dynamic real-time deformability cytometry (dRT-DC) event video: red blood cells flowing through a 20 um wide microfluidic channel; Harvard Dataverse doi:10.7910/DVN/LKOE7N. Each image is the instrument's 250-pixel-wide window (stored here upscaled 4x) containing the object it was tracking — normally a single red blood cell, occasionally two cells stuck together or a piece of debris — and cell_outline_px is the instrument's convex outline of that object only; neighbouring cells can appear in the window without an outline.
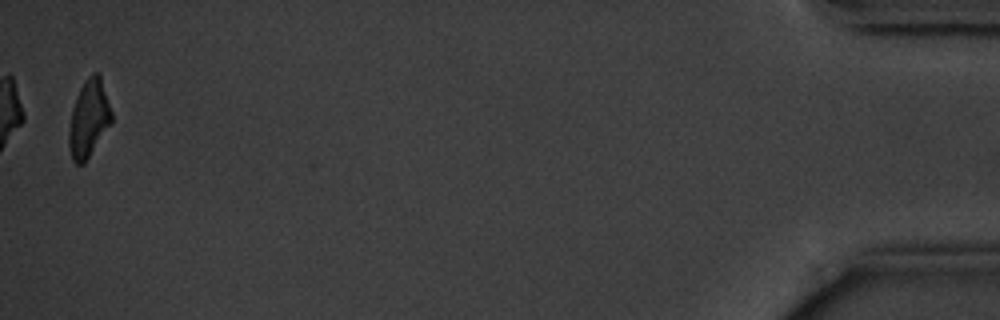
{"species": "common noctule bat (a hibernating species)", "species_latin": "Nyctalus noctula", "temperature_condition": "cold", "stored_images_in_passage": 14, "camera_frame_rate_fps": 3000, "um_per_image_px": 0.085, "animal": {"sex": "male", "body_mass_g": 20.1, "forearm_length_mm": 53.5}, "frame": {"image": 1, "passage_image": 14, "time_ms": 17.0, "image_size_px": [1000, 320], "cell_outline_px": [[112, 120], [84, 164], [76, 164], [72, 160], [68, 144], [68, 132], [72, 108], [76, 96], [84, 80], [92, 72], [96, 72], [100, 76], [112, 112]], "centroid_in_image_um": [7.52, 10.08], "position_along_channel_um": 427.7, "area_um2": 19.02}, "authors_computed_cell_mechanics": {"area_um2": 22.7154, "velocity_mm_per_s": 3.5873, "shape_relaxation_time_tau1_ms": 4.776, "shape_relaxation_time_tau2_ms": null, "deformation_change_tau1": 0.1328, "deformation_change_tau2": null}}